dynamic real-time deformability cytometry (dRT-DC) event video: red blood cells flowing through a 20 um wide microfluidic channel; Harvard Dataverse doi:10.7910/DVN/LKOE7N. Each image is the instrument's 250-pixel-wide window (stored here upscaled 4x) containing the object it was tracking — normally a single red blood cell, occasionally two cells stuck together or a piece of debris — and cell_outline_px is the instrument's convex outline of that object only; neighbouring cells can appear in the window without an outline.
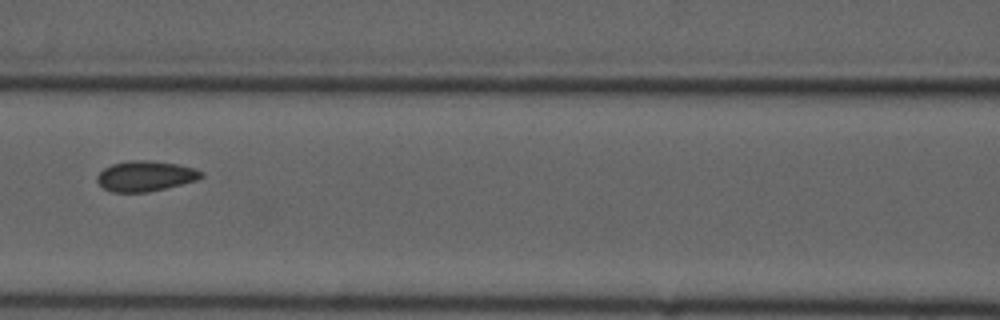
{"species": "common noctule bat (a hibernating species)", "species_latin": "Nyctalus noctula", "temperature_condition": "cold", "stored_images_in_passage": 10, "camera_frame_rate_fps": 3000, "um_per_image_px": 0.085, "animal": {"sex": "male", "forearm_length_mm": 52.5}, "frame": {"image": 1, "passage_image": 7, "time_ms": 8.0, "image_size_px": [1000, 320], "cell_outline_px": [[204, 176], [196, 180], [148, 192], [112, 192], [104, 188], [96, 180], [96, 176], [104, 168], [112, 164], [132, 160], [148, 160], [176, 164], [196, 168], [204, 172]], "centroid_in_image_um": [12.36, 14.96], "position_along_channel_um": 154.2, "area_um2": 18.32}}
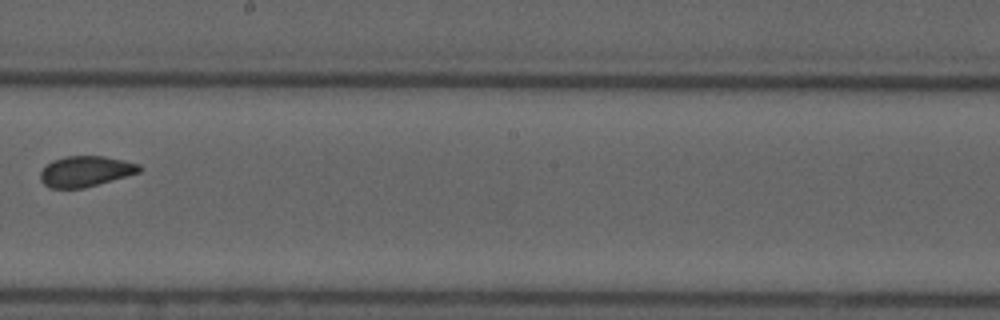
{"frame": {"image": 2, "passage_image": 9, "time_ms": 10.333, "image_size_px": [1000, 320], "cell_outline_px": [[144, 168], [140, 172], [84, 188], [52, 188], [44, 184], [40, 180], [40, 172], [52, 160], [64, 156], [104, 156], [140, 164]], "centroid_in_image_um": [7.28, 14.55], "position_along_channel_um": 240.9, "area_um2": 17.63}}
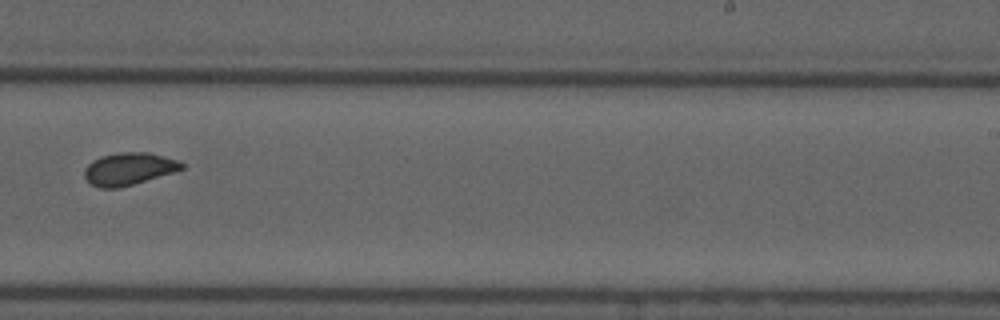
{"frame": {"image": 3, "passage_image": 10, "time_ms": 11.333, "image_size_px": [1000, 320], "cell_outline_px": [[184, 168], [172, 172], [120, 188], [100, 188], [92, 184], [84, 176], [84, 168], [92, 160], [100, 156], [120, 152], [148, 152], [164, 156], [176, 160], [184, 164]], "centroid_in_image_um": [10.91, 14.34], "position_along_channel_um": 278.1, "area_um2": 18.21}}